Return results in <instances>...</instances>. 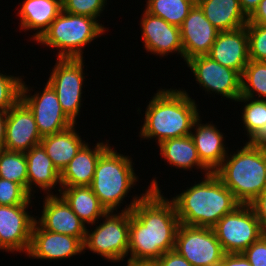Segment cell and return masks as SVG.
Returning a JSON list of instances; mask_svg holds the SVG:
<instances>
[{
  "mask_svg": "<svg viewBox=\"0 0 266 266\" xmlns=\"http://www.w3.org/2000/svg\"><path fill=\"white\" fill-rule=\"evenodd\" d=\"M161 192L149 190L130 211L128 260L155 262L174 250L180 222L173 202Z\"/></svg>",
  "mask_w": 266,
  "mask_h": 266,
  "instance_id": "obj_1",
  "label": "cell"
},
{
  "mask_svg": "<svg viewBox=\"0 0 266 266\" xmlns=\"http://www.w3.org/2000/svg\"><path fill=\"white\" fill-rule=\"evenodd\" d=\"M197 106L185 89H158L145 109L139 137L141 140L155 138L160 144L191 135L193 124L200 117Z\"/></svg>",
  "mask_w": 266,
  "mask_h": 266,
  "instance_id": "obj_2",
  "label": "cell"
},
{
  "mask_svg": "<svg viewBox=\"0 0 266 266\" xmlns=\"http://www.w3.org/2000/svg\"><path fill=\"white\" fill-rule=\"evenodd\" d=\"M186 188L170 199L183 225L212 228L224 215L241 205L214 173Z\"/></svg>",
  "mask_w": 266,
  "mask_h": 266,
  "instance_id": "obj_3",
  "label": "cell"
},
{
  "mask_svg": "<svg viewBox=\"0 0 266 266\" xmlns=\"http://www.w3.org/2000/svg\"><path fill=\"white\" fill-rule=\"evenodd\" d=\"M231 153L213 173L240 204L249 205L266 190V149L245 142Z\"/></svg>",
  "mask_w": 266,
  "mask_h": 266,
  "instance_id": "obj_4",
  "label": "cell"
},
{
  "mask_svg": "<svg viewBox=\"0 0 266 266\" xmlns=\"http://www.w3.org/2000/svg\"><path fill=\"white\" fill-rule=\"evenodd\" d=\"M151 181L145 193L140 196L136 194L121 212L107 211L99 226L96 225L95 229L90 231L86 229L84 253L85 250H90L104 260L114 263L123 261L128 256L130 211L149 190H160L157 179L153 178Z\"/></svg>",
  "mask_w": 266,
  "mask_h": 266,
  "instance_id": "obj_5",
  "label": "cell"
},
{
  "mask_svg": "<svg viewBox=\"0 0 266 266\" xmlns=\"http://www.w3.org/2000/svg\"><path fill=\"white\" fill-rule=\"evenodd\" d=\"M132 160L129 155L119 154L111 146L98 159L90 187L107 211L117 212L138 181Z\"/></svg>",
  "mask_w": 266,
  "mask_h": 266,
  "instance_id": "obj_6",
  "label": "cell"
},
{
  "mask_svg": "<svg viewBox=\"0 0 266 266\" xmlns=\"http://www.w3.org/2000/svg\"><path fill=\"white\" fill-rule=\"evenodd\" d=\"M106 31L97 19L62 10L36 42L59 50L57 58L83 59L84 47Z\"/></svg>",
  "mask_w": 266,
  "mask_h": 266,
  "instance_id": "obj_7",
  "label": "cell"
},
{
  "mask_svg": "<svg viewBox=\"0 0 266 266\" xmlns=\"http://www.w3.org/2000/svg\"><path fill=\"white\" fill-rule=\"evenodd\" d=\"M225 253H242L265 234L250 205H239L213 227Z\"/></svg>",
  "mask_w": 266,
  "mask_h": 266,
  "instance_id": "obj_8",
  "label": "cell"
},
{
  "mask_svg": "<svg viewBox=\"0 0 266 266\" xmlns=\"http://www.w3.org/2000/svg\"><path fill=\"white\" fill-rule=\"evenodd\" d=\"M83 59L57 58L47 82L55 90L65 114L76 124L80 113L85 71Z\"/></svg>",
  "mask_w": 266,
  "mask_h": 266,
  "instance_id": "obj_9",
  "label": "cell"
},
{
  "mask_svg": "<svg viewBox=\"0 0 266 266\" xmlns=\"http://www.w3.org/2000/svg\"><path fill=\"white\" fill-rule=\"evenodd\" d=\"M174 250L193 266H219L226 254L209 227L179 224Z\"/></svg>",
  "mask_w": 266,
  "mask_h": 266,
  "instance_id": "obj_10",
  "label": "cell"
},
{
  "mask_svg": "<svg viewBox=\"0 0 266 266\" xmlns=\"http://www.w3.org/2000/svg\"><path fill=\"white\" fill-rule=\"evenodd\" d=\"M32 88L22 82L21 101L33 113L42 137L62 132L75 124L63 111L55 90L48 82L42 92L36 91L34 95L30 93Z\"/></svg>",
  "mask_w": 266,
  "mask_h": 266,
  "instance_id": "obj_11",
  "label": "cell"
},
{
  "mask_svg": "<svg viewBox=\"0 0 266 266\" xmlns=\"http://www.w3.org/2000/svg\"><path fill=\"white\" fill-rule=\"evenodd\" d=\"M186 65L205 93L220 94L234 102L241 96V75L237 71L222 66L207 55L192 57Z\"/></svg>",
  "mask_w": 266,
  "mask_h": 266,
  "instance_id": "obj_12",
  "label": "cell"
},
{
  "mask_svg": "<svg viewBox=\"0 0 266 266\" xmlns=\"http://www.w3.org/2000/svg\"><path fill=\"white\" fill-rule=\"evenodd\" d=\"M29 205H0V250L28 253L34 218L28 212Z\"/></svg>",
  "mask_w": 266,
  "mask_h": 266,
  "instance_id": "obj_13",
  "label": "cell"
},
{
  "mask_svg": "<svg viewBox=\"0 0 266 266\" xmlns=\"http://www.w3.org/2000/svg\"><path fill=\"white\" fill-rule=\"evenodd\" d=\"M140 21L142 40L147 52L161 57L178 53L183 58L180 27L169 24L163 18L151 15L145 9Z\"/></svg>",
  "mask_w": 266,
  "mask_h": 266,
  "instance_id": "obj_14",
  "label": "cell"
},
{
  "mask_svg": "<svg viewBox=\"0 0 266 266\" xmlns=\"http://www.w3.org/2000/svg\"><path fill=\"white\" fill-rule=\"evenodd\" d=\"M83 252L84 244L79 238L47 231L35 221L27 253L29 258L58 261Z\"/></svg>",
  "mask_w": 266,
  "mask_h": 266,
  "instance_id": "obj_15",
  "label": "cell"
},
{
  "mask_svg": "<svg viewBox=\"0 0 266 266\" xmlns=\"http://www.w3.org/2000/svg\"><path fill=\"white\" fill-rule=\"evenodd\" d=\"M220 31L205 17L200 7L195 4L180 26L183 46V59L207 55Z\"/></svg>",
  "mask_w": 266,
  "mask_h": 266,
  "instance_id": "obj_16",
  "label": "cell"
},
{
  "mask_svg": "<svg viewBox=\"0 0 266 266\" xmlns=\"http://www.w3.org/2000/svg\"><path fill=\"white\" fill-rule=\"evenodd\" d=\"M41 217L36 222L45 230L79 238L83 243L87 225L73 212L67 202L59 195H45Z\"/></svg>",
  "mask_w": 266,
  "mask_h": 266,
  "instance_id": "obj_17",
  "label": "cell"
},
{
  "mask_svg": "<svg viewBox=\"0 0 266 266\" xmlns=\"http://www.w3.org/2000/svg\"><path fill=\"white\" fill-rule=\"evenodd\" d=\"M42 138L33 113L21 100L7 111L4 149L26 152L40 144Z\"/></svg>",
  "mask_w": 266,
  "mask_h": 266,
  "instance_id": "obj_18",
  "label": "cell"
},
{
  "mask_svg": "<svg viewBox=\"0 0 266 266\" xmlns=\"http://www.w3.org/2000/svg\"><path fill=\"white\" fill-rule=\"evenodd\" d=\"M207 56L242 75L250 61L246 26L220 31Z\"/></svg>",
  "mask_w": 266,
  "mask_h": 266,
  "instance_id": "obj_19",
  "label": "cell"
},
{
  "mask_svg": "<svg viewBox=\"0 0 266 266\" xmlns=\"http://www.w3.org/2000/svg\"><path fill=\"white\" fill-rule=\"evenodd\" d=\"M211 122L202 123L199 117L193 124L191 137L201 162L213 173L229 152L225 145L224 133ZM195 131V132H194Z\"/></svg>",
  "mask_w": 266,
  "mask_h": 266,
  "instance_id": "obj_20",
  "label": "cell"
},
{
  "mask_svg": "<svg viewBox=\"0 0 266 266\" xmlns=\"http://www.w3.org/2000/svg\"><path fill=\"white\" fill-rule=\"evenodd\" d=\"M25 156L27 159V192L34 197L33 189L39 187L46 195H54L51 191L58 185L60 188L57 190L60 193V173L46 154L43 146L41 144L33 146L25 152Z\"/></svg>",
  "mask_w": 266,
  "mask_h": 266,
  "instance_id": "obj_21",
  "label": "cell"
},
{
  "mask_svg": "<svg viewBox=\"0 0 266 266\" xmlns=\"http://www.w3.org/2000/svg\"><path fill=\"white\" fill-rule=\"evenodd\" d=\"M89 145L87 142L62 171L61 187L91 186L98 159L110 144L106 140L97 142L94 148Z\"/></svg>",
  "mask_w": 266,
  "mask_h": 266,
  "instance_id": "obj_22",
  "label": "cell"
},
{
  "mask_svg": "<svg viewBox=\"0 0 266 266\" xmlns=\"http://www.w3.org/2000/svg\"><path fill=\"white\" fill-rule=\"evenodd\" d=\"M62 11L61 0H24L17 13L20 30H34L32 41L38 40Z\"/></svg>",
  "mask_w": 266,
  "mask_h": 266,
  "instance_id": "obj_23",
  "label": "cell"
},
{
  "mask_svg": "<svg viewBox=\"0 0 266 266\" xmlns=\"http://www.w3.org/2000/svg\"><path fill=\"white\" fill-rule=\"evenodd\" d=\"M75 128L74 124L62 132L44 136L40 142L60 174L86 144Z\"/></svg>",
  "mask_w": 266,
  "mask_h": 266,
  "instance_id": "obj_24",
  "label": "cell"
},
{
  "mask_svg": "<svg viewBox=\"0 0 266 266\" xmlns=\"http://www.w3.org/2000/svg\"><path fill=\"white\" fill-rule=\"evenodd\" d=\"M196 4L219 31L235 30L248 23L239 0H196Z\"/></svg>",
  "mask_w": 266,
  "mask_h": 266,
  "instance_id": "obj_25",
  "label": "cell"
},
{
  "mask_svg": "<svg viewBox=\"0 0 266 266\" xmlns=\"http://www.w3.org/2000/svg\"><path fill=\"white\" fill-rule=\"evenodd\" d=\"M160 156L172 167L180 170L200 169L203 175L212 173L200 160L191 135L168 139L158 144Z\"/></svg>",
  "mask_w": 266,
  "mask_h": 266,
  "instance_id": "obj_26",
  "label": "cell"
},
{
  "mask_svg": "<svg viewBox=\"0 0 266 266\" xmlns=\"http://www.w3.org/2000/svg\"><path fill=\"white\" fill-rule=\"evenodd\" d=\"M59 195L85 225H96L107 212L90 186L61 187Z\"/></svg>",
  "mask_w": 266,
  "mask_h": 266,
  "instance_id": "obj_27",
  "label": "cell"
},
{
  "mask_svg": "<svg viewBox=\"0 0 266 266\" xmlns=\"http://www.w3.org/2000/svg\"><path fill=\"white\" fill-rule=\"evenodd\" d=\"M195 4L196 0H147L145 10L180 27Z\"/></svg>",
  "mask_w": 266,
  "mask_h": 266,
  "instance_id": "obj_28",
  "label": "cell"
},
{
  "mask_svg": "<svg viewBox=\"0 0 266 266\" xmlns=\"http://www.w3.org/2000/svg\"><path fill=\"white\" fill-rule=\"evenodd\" d=\"M241 96L266 100V62H248L241 75Z\"/></svg>",
  "mask_w": 266,
  "mask_h": 266,
  "instance_id": "obj_29",
  "label": "cell"
},
{
  "mask_svg": "<svg viewBox=\"0 0 266 266\" xmlns=\"http://www.w3.org/2000/svg\"><path fill=\"white\" fill-rule=\"evenodd\" d=\"M0 178L18 183L27 191L25 152L0 150Z\"/></svg>",
  "mask_w": 266,
  "mask_h": 266,
  "instance_id": "obj_30",
  "label": "cell"
},
{
  "mask_svg": "<svg viewBox=\"0 0 266 266\" xmlns=\"http://www.w3.org/2000/svg\"><path fill=\"white\" fill-rule=\"evenodd\" d=\"M235 102H243L242 123L251 138L266 123V100L240 96Z\"/></svg>",
  "mask_w": 266,
  "mask_h": 266,
  "instance_id": "obj_31",
  "label": "cell"
},
{
  "mask_svg": "<svg viewBox=\"0 0 266 266\" xmlns=\"http://www.w3.org/2000/svg\"><path fill=\"white\" fill-rule=\"evenodd\" d=\"M22 77L0 73V110L8 111L21 100Z\"/></svg>",
  "mask_w": 266,
  "mask_h": 266,
  "instance_id": "obj_32",
  "label": "cell"
},
{
  "mask_svg": "<svg viewBox=\"0 0 266 266\" xmlns=\"http://www.w3.org/2000/svg\"><path fill=\"white\" fill-rule=\"evenodd\" d=\"M249 59L266 62V25L247 23Z\"/></svg>",
  "mask_w": 266,
  "mask_h": 266,
  "instance_id": "obj_33",
  "label": "cell"
},
{
  "mask_svg": "<svg viewBox=\"0 0 266 266\" xmlns=\"http://www.w3.org/2000/svg\"><path fill=\"white\" fill-rule=\"evenodd\" d=\"M32 198L20 184L0 178V205H30Z\"/></svg>",
  "mask_w": 266,
  "mask_h": 266,
  "instance_id": "obj_34",
  "label": "cell"
},
{
  "mask_svg": "<svg viewBox=\"0 0 266 266\" xmlns=\"http://www.w3.org/2000/svg\"><path fill=\"white\" fill-rule=\"evenodd\" d=\"M62 10L74 14L98 19L105 10L107 0H61Z\"/></svg>",
  "mask_w": 266,
  "mask_h": 266,
  "instance_id": "obj_35",
  "label": "cell"
},
{
  "mask_svg": "<svg viewBox=\"0 0 266 266\" xmlns=\"http://www.w3.org/2000/svg\"><path fill=\"white\" fill-rule=\"evenodd\" d=\"M242 253L251 266H266V233Z\"/></svg>",
  "mask_w": 266,
  "mask_h": 266,
  "instance_id": "obj_36",
  "label": "cell"
},
{
  "mask_svg": "<svg viewBox=\"0 0 266 266\" xmlns=\"http://www.w3.org/2000/svg\"><path fill=\"white\" fill-rule=\"evenodd\" d=\"M157 266H193L187 259L175 250L162 254L156 261Z\"/></svg>",
  "mask_w": 266,
  "mask_h": 266,
  "instance_id": "obj_37",
  "label": "cell"
},
{
  "mask_svg": "<svg viewBox=\"0 0 266 266\" xmlns=\"http://www.w3.org/2000/svg\"><path fill=\"white\" fill-rule=\"evenodd\" d=\"M266 233V190L257 196L250 204Z\"/></svg>",
  "mask_w": 266,
  "mask_h": 266,
  "instance_id": "obj_38",
  "label": "cell"
},
{
  "mask_svg": "<svg viewBox=\"0 0 266 266\" xmlns=\"http://www.w3.org/2000/svg\"><path fill=\"white\" fill-rule=\"evenodd\" d=\"M219 266H251L243 253H226Z\"/></svg>",
  "mask_w": 266,
  "mask_h": 266,
  "instance_id": "obj_39",
  "label": "cell"
},
{
  "mask_svg": "<svg viewBox=\"0 0 266 266\" xmlns=\"http://www.w3.org/2000/svg\"><path fill=\"white\" fill-rule=\"evenodd\" d=\"M248 23L266 25V0H261L255 11L248 17Z\"/></svg>",
  "mask_w": 266,
  "mask_h": 266,
  "instance_id": "obj_40",
  "label": "cell"
},
{
  "mask_svg": "<svg viewBox=\"0 0 266 266\" xmlns=\"http://www.w3.org/2000/svg\"><path fill=\"white\" fill-rule=\"evenodd\" d=\"M246 142L254 147L266 149V123Z\"/></svg>",
  "mask_w": 266,
  "mask_h": 266,
  "instance_id": "obj_41",
  "label": "cell"
},
{
  "mask_svg": "<svg viewBox=\"0 0 266 266\" xmlns=\"http://www.w3.org/2000/svg\"><path fill=\"white\" fill-rule=\"evenodd\" d=\"M261 0H239L240 7L247 17H249L258 7Z\"/></svg>",
  "mask_w": 266,
  "mask_h": 266,
  "instance_id": "obj_42",
  "label": "cell"
},
{
  "mask_svg": "<svg viewBox=\"0 0 266 266\" xmlns=\"http://www.w3.org/2000/svg\"><path fill=\"white\" fill-rule=\"evenodd\" d=\"M7 111L0 110V150L5 148Z\"/></svg>",
  "mask_w": 266,
  "mask_h": 266,
  "instance_id": "obj_43",
  "label": "cell"
},
{
  "mask_svg": "<svg viewBox=\"0 0 266 266\" xmlns=\"http://www.w3.org/2000/svg\"><path fill=\"white\" fill-rule=\"evenodd\" d=\"M127 266H157L155 262L132 261L127 259Z\"/></svg>",
  "mask_w": 266,
  "mask_h": 266,
  "instance_id": "obj_44",
  "label": "cell"
}]
</instances>
